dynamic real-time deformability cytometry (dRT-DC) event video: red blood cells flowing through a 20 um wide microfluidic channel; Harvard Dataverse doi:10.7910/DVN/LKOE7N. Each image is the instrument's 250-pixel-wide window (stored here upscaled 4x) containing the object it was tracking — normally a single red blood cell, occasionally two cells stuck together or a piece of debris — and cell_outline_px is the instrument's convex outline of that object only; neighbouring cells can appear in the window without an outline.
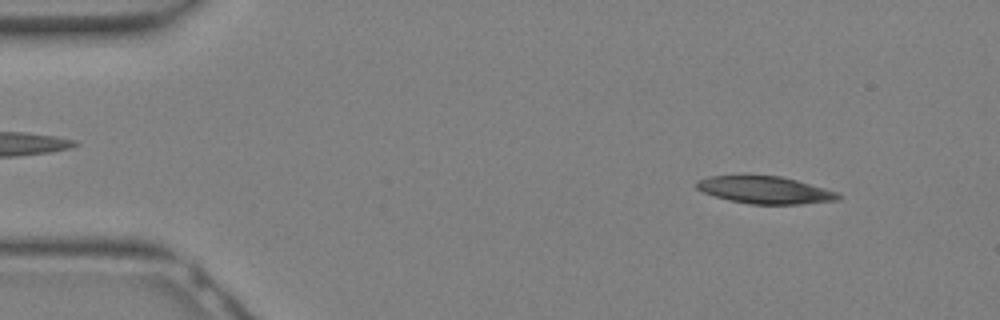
{"species": "Egyptian fruit bat (a non-hibernating species)", "species_latin": "Rousettus aegyptiacus", "temperature_condition": "warm", "stored_images_in_passage": 16, "camera_frame_rate_fps": 3000, "um_per_image_px": 0.085, "animal": {"sex": "female"}, "frame": {"image": 1, "passage_image": 3, "time_ms": 0.667, "image_size_px": [1000, 320], "cell_outline_px": [[840, 200], [800, 204], [748, 204], [728, 200], [704, 192], [696, 188], [696, 180], [708, 176], [780, 176], [796, 180], [840, 192]], "centroid_in_image_um": [65.05, 16.16], "position_along_channel_um": 19.9, "area_um2": 22.48}}
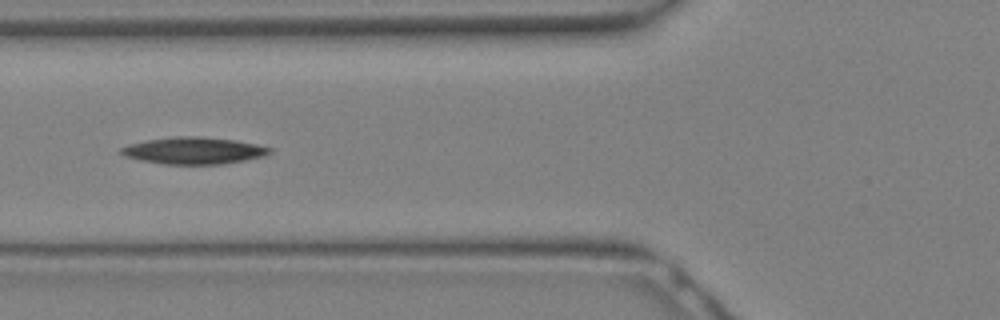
{"frame": {"image": 2, "passage_image": 11, "time_ms": 3.333, "image_size_px": [1000, 320], "cell_outline_px": [[272, 152], [260, 156], [244, 160], [220, 164], [168, 164], [144, 160], [128, 156], [120, 152], [120, 148], [128, 144], [144, 140], [176, 136], [200, 136], [236, 140], [256, 144], [272, 148]], "centroid_in_image_um": [16.47, 12.78], "position_along_channel_um": 109.3, "area_um2": 22.95}}
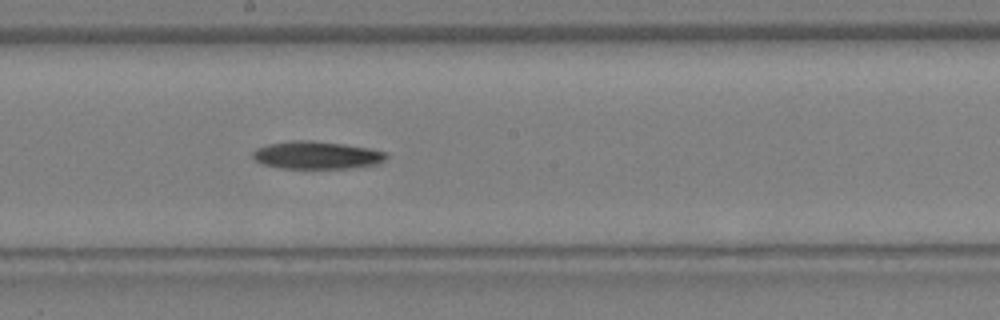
{"frame": {"image": 3, "passage_image": 16, "time_ms": 5.0, "image_size_px": [1000, 320], "cell_outline_px": [[388, 156], [384, 160], [376, 164], [348, 168], [284, 168], [264, 164], [256, 160], [252, 156], [252, 152], [256, 148], [268, 144], [292, 140], [312, 140], [344, 144], [372, 148], [388, 152]], "centroid_in_image_um": [26.95, 13.17], "position_along_channel_um": 221.3, "area_um2": 21.56}}